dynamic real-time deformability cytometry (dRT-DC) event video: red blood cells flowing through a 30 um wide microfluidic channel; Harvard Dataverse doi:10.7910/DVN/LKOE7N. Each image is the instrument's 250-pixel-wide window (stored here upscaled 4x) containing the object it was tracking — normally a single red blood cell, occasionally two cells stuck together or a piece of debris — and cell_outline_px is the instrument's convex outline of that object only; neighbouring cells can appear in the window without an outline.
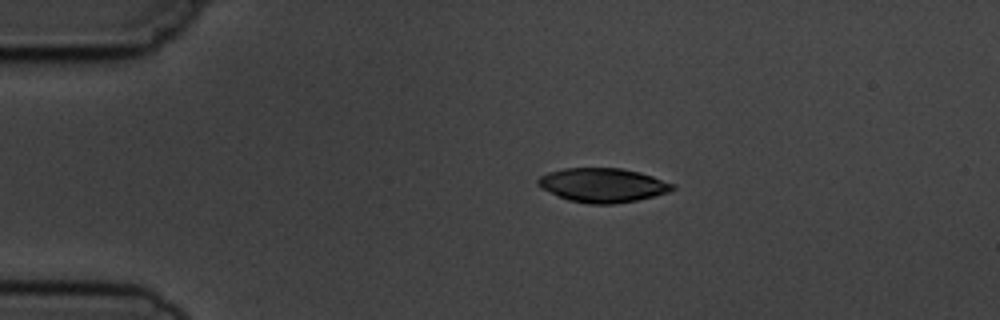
{"species": "common noctule bat (a hibernating species)", "species_latin": "Nyctalus noctula", "temperature_condition": "cold", "stored_images_in_passage": 5, "camera_frame_rate_fps": 3000, "um_per_image_px": 0.085, "animal": {"sex": "male", "body_mass_g": 19.5, "forearm_length_mm": 54.6}, "frame": {"image": 1, "passage_image": 2, "time_ms": 1.333, "image_size_px": [1000, 320], "cell_outline_px": [[676, 188], [668, 192], [636, 200], [612, 204], [588, 204], [568, 200], [540, 188], [536, 184], [536, 180], [540, 176], [548, 172], [564, 168], [620, 168], [640, 172], [676, 184]], "centroid_in_image_um": [51.21, 15.73], "position_along_channel_um": 33.8, "area_um2": 26.82}}
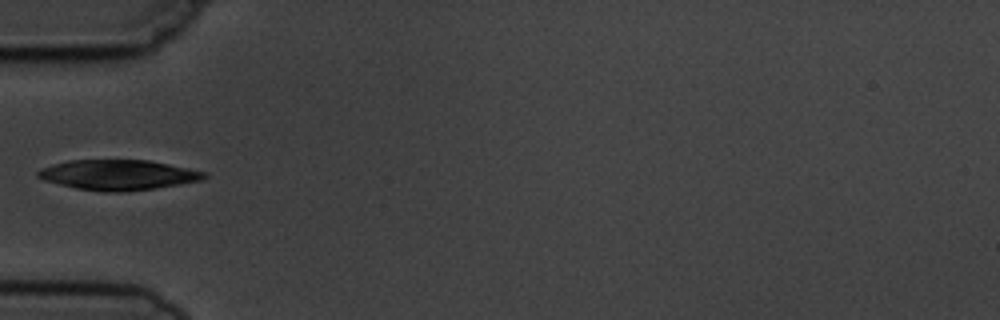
{"frame": {"image": 2, "passage_image": 4, "time_ms": 3.667, "image_size_px": [1000, 320], "cell_outline_px": [[208, 176], [204, 180], [156, 188], [120, 192], [104, 192], [76, 188], [44, 180], [36, 176], [36, 172], [40, 168], [52, 164], [68, 160], [148, 160], [208, 172]], "centroid_in_image_um": [10.05, 14.86], "position_along_channel_um": 74.9, "area_um2": 29.36}}
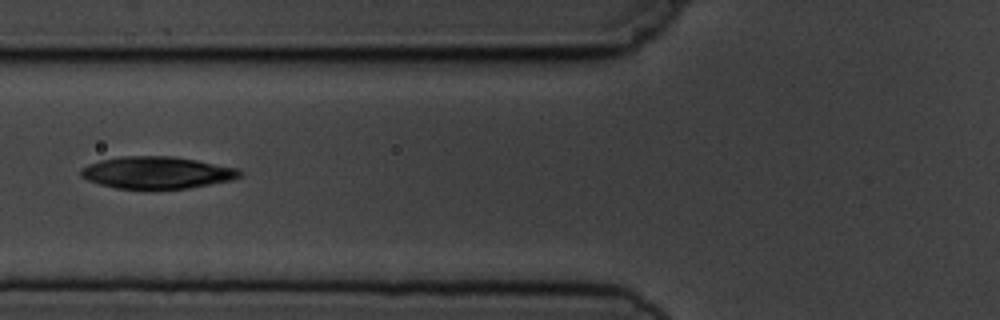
{"frame": {"image": 3, "passage_image": 5, "time_ms": 4.667, "image_size_px": [1000, 320], "cell_outline_px": [[244, 172], [240, 176], [232, 180], [188, 188], [116, 188], [100, 184], [88, 180], [80, 176], [80, 168], [88, 164], [100, 160], [120, 156], [172, 156], [196, 160], [240, 168]], "centroid_in_image_um": [13.35, 14.66], "position_along_channel_um": 112.5, "area_um2": 29.65}}